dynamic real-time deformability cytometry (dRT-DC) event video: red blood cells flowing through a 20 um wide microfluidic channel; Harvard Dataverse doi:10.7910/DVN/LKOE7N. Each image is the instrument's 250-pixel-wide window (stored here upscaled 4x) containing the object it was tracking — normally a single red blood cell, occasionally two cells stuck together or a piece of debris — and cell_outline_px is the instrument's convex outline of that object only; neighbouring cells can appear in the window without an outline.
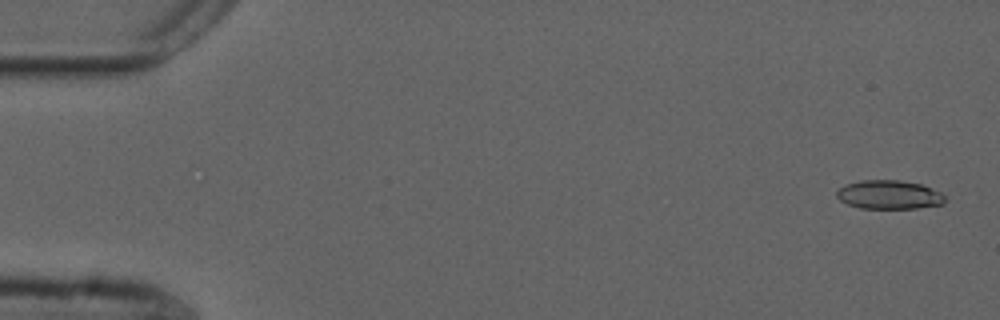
{"species": "common noctule bat (a hibernating species)", "species_latin": "Nyctalus noctula", "temperature_condition": "cold", "stored_images_in_passage": 55, "camera_frame_rate_fps": 3000, "um_per_image_px": 0.085, "animal": {"sex": "male", "forearm_length_mm": 52.5}, "frame": {"image": 1, "passage_image": 2, "time_ms": 0.333, "image_size_px": [1000, 320], "cell_outline_px": [[944, 204], [916, 208], [860, 208], [848, 204], [840, 200], [836, 196], [836, 192], [840, 188], [848, 184], [860, 180], [900, 180], [920, 184], [940, 192], [944, 196]], "centroid_in_image_um": [75.56, 16.55], "position_along_channel_um": 9.4, "area_um2": 17.98}}
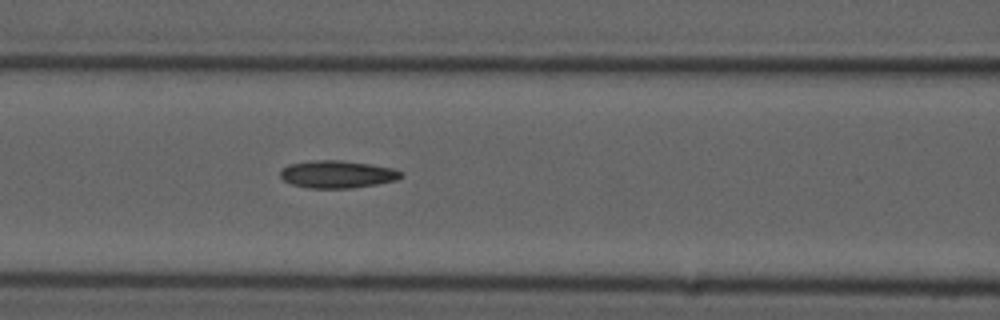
{"frame": {"image": 2, "passage_image": 23, "time_ms": 7.333, "image_size_px": [1000, 320], "cell_outline_px": [[404, 176], [396, 180], [376, 184], [352, 188], [308, 188], [292, 184], [284, 180], [280, 176], [280, 172], [288, 164], [312, 160], [340, 160], [368, 164], [392, 168], [400, 172]], "centroid_in_image_um": [28.65, 14.81], "position_along_channel_um": 138.0, "area_um2": 19.19}}
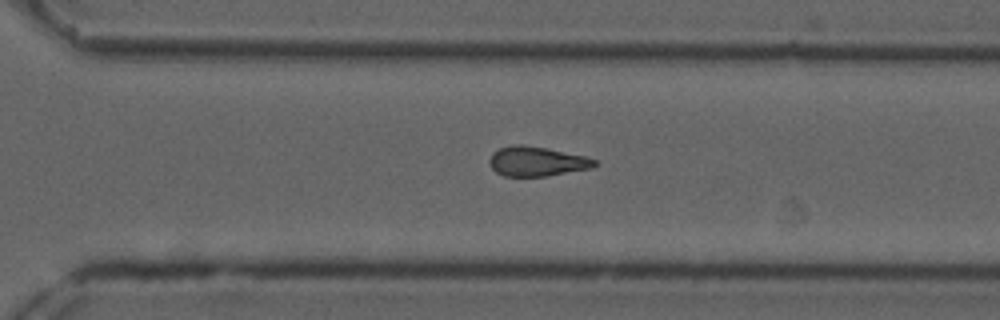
{"frame": {"image": 3, "passage_image": 38, "time_ms": 12.333, "image_size_px": [1000, 320], "cell_outline_px": [[596, 164], [592, 168], [544, 176], [504, 176], [496, 172], [492, 168], [488, 160], [492, 152], [500, 148], [512, 144], [520, 144], [544, 148], [588, 156], [596, 160]], "centroid_in_image_um": [45.61, 13.71], "position_along_channel_um": 325.0, "area_um2": 18.09}, "authors_computed_cell_mechanics": {"area_um2": 18.3804, "velocity_mm_per_s": 3.7489, "shape_relaxation_time_tau1_ms": null, "shape_relaxation_time_tau2_ms": 7.7181, "deformation_change_tau1": null, "deformation_change_tau2": 0.1885}}